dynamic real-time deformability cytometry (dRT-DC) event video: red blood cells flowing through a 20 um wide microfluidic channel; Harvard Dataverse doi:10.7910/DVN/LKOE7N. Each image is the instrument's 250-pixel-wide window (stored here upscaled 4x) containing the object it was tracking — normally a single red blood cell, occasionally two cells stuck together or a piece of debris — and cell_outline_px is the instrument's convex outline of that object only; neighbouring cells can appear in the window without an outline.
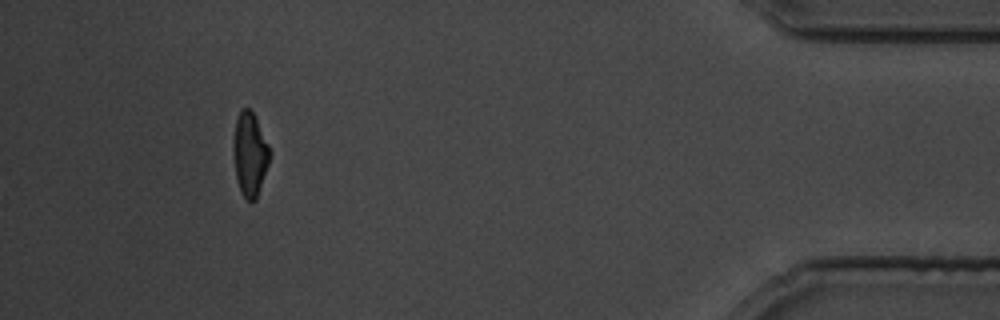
{"species": "common noctule bat (a hibernating species)", "species_latin": "Nyctalus noctula", "temperature_condition": "cold", "stored_images_in_passage": 24, "camera_frame_rate_fps": 3000, "um_per_image_px": 0.085, "animal": {"sex": "male", "body_mass_g": 19.5, "forearm_length_mm": 54.6}, "frame": {"image": 1, "passage_image": 24, "time_ms": 28.667, "image_size_px": [1000, 320], "cell_outline_px": [[272, 152], [256, 200], [248, 200], [240, 192], [236, 176], [232, 152], [232, 140], [236, 116], [240, 108], [252, 108]], "centroid_in_image_um": [21.22, 13.02], "position_along_channel_um": 414.0, "area_um2": 18.21}}